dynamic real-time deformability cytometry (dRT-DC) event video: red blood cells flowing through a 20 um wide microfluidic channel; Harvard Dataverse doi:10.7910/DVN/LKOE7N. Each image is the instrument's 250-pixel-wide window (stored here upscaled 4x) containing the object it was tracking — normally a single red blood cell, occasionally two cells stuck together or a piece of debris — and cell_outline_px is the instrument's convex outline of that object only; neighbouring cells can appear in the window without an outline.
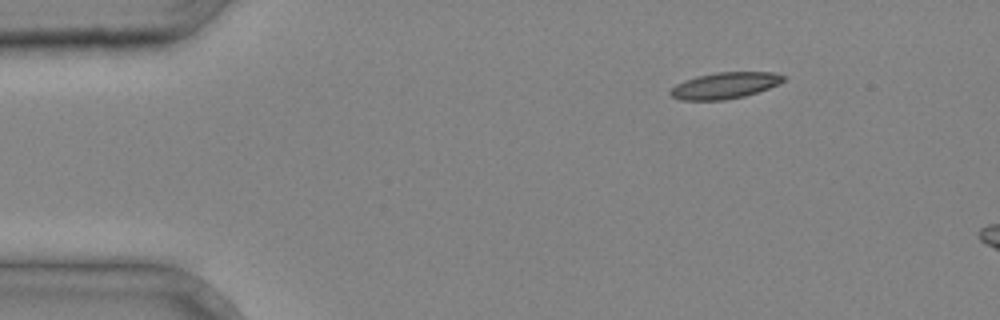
{"species": "common noctule bat (a hibernating species)", "species_latin": "Nyctalus noctula", "temperature_condition": "cold", "stored_images_in_passage": 2, "camera_frame_rate_fps": 3000, "um_per_image_px": 0.085, "animal": {"sex": "male", "body_mass_g": 20.4}, "frame": {"image": 1, "passage_image": 1, "time_ms": 0.0, "image_size_px": [1000, 320], "cell_outline_px": [[784, 80], [768, 88], [744, 96], [724, 100], [680, 100], [672, 96], [668, 92], [676, 84], [684, 80], [696, 76], [716, 72], [772, 72], [784, 76]], "centroid_in_image_um": [61.55, 7.26], "position_along_channel_um": 23.4, "area_um2": 17.17}}